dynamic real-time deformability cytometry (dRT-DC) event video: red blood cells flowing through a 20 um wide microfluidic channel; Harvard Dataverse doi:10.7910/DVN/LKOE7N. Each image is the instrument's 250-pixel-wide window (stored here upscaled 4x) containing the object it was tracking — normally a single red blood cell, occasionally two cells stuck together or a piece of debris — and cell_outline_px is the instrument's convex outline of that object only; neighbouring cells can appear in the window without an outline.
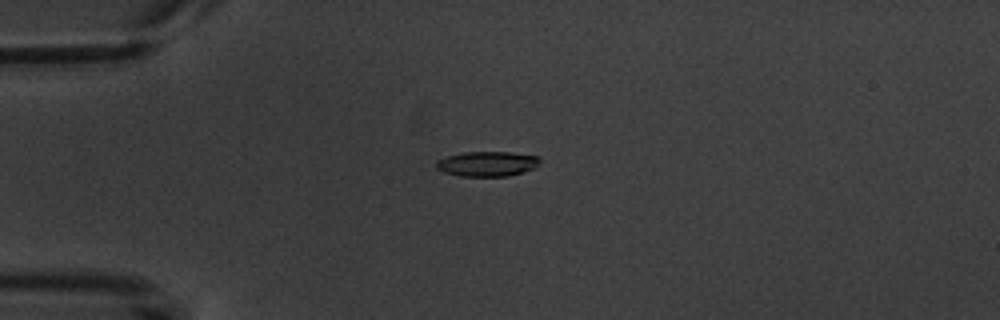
{"species": "common noctule bat (a hibernating species)", "species_latin": "Nyctalus noctula", "temperature_condition": "warm", "stored_images_in_passage": 2, "camera_frame_rate_fps": 3000, "um_per_image_px": 0.085, "animal": {"sex": "male", "body_mass_g": 20.1, "forearm_length_mm": 53.5}, "frame": {"image": 1, "passage_image": 2, "time_ms": 1.667, "image_size_px": [1000, 320], "cell_outline_px": [[540, 160], [536, 168], [524, 172], [508, 176], [460, 176], [444, 172], [436, 168], [436, 160], [448, 156], [464, 152], [512, 152], [540, 156]], "centroid_in_image_um": [41.45, 13.92], "position_along_channel_um": 43.6, "area_um2": 15.2}}